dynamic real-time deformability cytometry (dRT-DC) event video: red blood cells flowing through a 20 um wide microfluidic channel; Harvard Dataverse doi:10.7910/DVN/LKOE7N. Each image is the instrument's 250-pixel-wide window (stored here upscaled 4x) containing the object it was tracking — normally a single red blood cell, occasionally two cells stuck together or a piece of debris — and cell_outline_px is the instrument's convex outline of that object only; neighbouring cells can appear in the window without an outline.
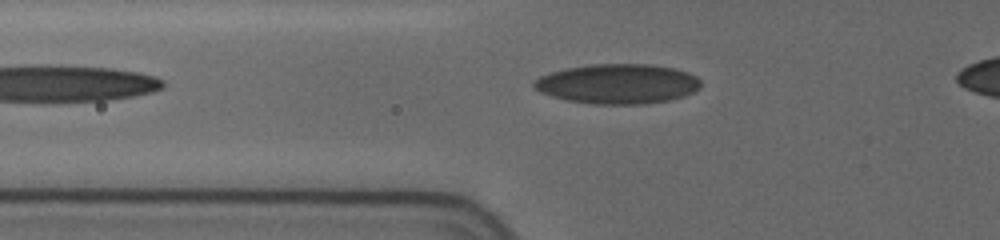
{"species": "human", "species_latin": "Homo sapiens", "temperature_condition": "cold", "stored_images_in_passage": 32, "camera_frame_rate_fps": 3000, "um_per_image_px": 0.085, "donor": {"sex": "female"}, "frame": {"image": 1, "passage_image": 3, "time_ms": 0.667, "image_size_px": [1000, 240], "cell_outline_px": [[700, 88], [684, 96], [668, 100], [640, 104], [592, 104], [568, 100], [552, 96], [540, 92], [532, 88], [532, 80], [540, 76], [564, 68], [592, 64], [652, 64], [676, 68], [688, 72], [696, 76], [700, 80]], "centroid_in_image_um": [52.48, 7.12], "position_along_channel_um": 73.3, "area_um2": 38.9}}
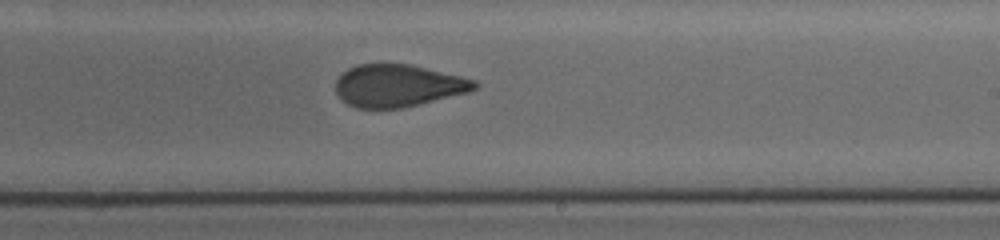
{"frame": {"image": 2, "passage_image": 16, "time_ms": 5.667, "image_size_px": [1000, 240], "cell_outline_px": [[480, 84], [476, 88], [468, 92], [400, 108], [356, 108], [348, 104], [336, 92], [336, 80], [348, 68], [356, 64], [408, 64], [460, 76], [476, 80]], "centroid_in_image_um": [33.82, 7.27], "position_along_channel_um": 255.2, "area_um2": 33.81}}
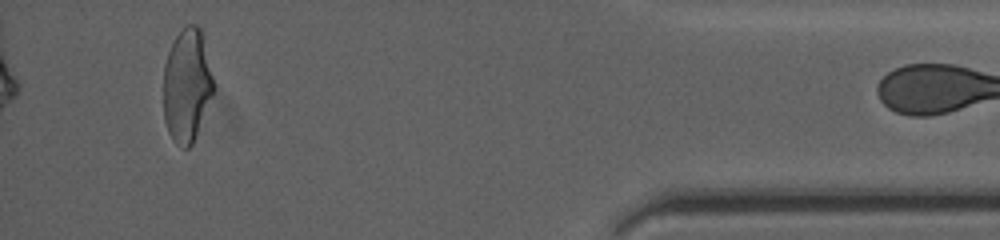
{"frame": {"image": 3, "passage_image": 31, "time_ms": 11.333, "image_size_px": [1000, 240], "cell_outline_px": [[216, 88], [192, 144], [188, 148], [180, 148], [172, 140], [168, 132], [164, 120], [164, 64], [168, 52], [176, 36], [188, 24], [196, 24], [200, 28], [216, 84]], "centroid_in_image_um": [15.9, 7.29], "position_along_channel_um": 419.3, "area_um2": 33.35}}